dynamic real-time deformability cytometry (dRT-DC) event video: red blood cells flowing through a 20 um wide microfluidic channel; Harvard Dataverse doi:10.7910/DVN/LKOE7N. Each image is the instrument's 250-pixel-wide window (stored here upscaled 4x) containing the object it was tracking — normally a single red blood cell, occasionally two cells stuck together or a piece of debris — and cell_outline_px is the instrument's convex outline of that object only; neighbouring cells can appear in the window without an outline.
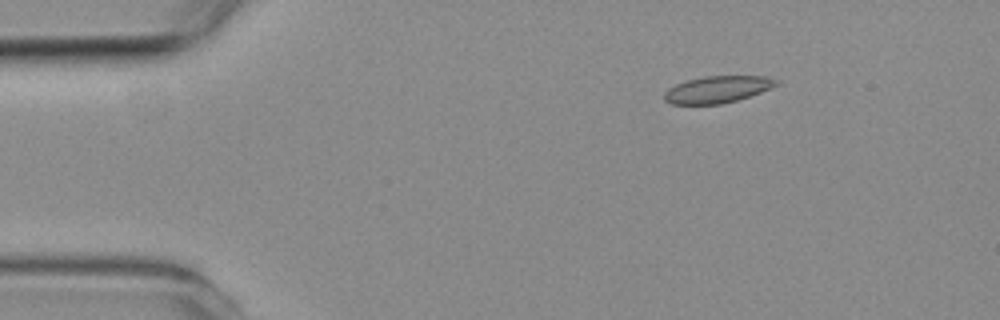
{"species": "common noctule bat (a hibernating species)", "species_latin": "Nyctalus noctula", "temperature_condition": "room temperature", "stored_images_in_passage": 4, "camera_frame_rate_fps": 3000, "um_per_image_px": 0.085, "animal": {"sex": "female", "body_mass_g": 19.3, "forearm_length_mm": 54.1}, "frame": {"image": 1, "passage_image": 1, "time_ms": 0.0, "image_size_px": [1000, 320], "cell_outline_px": [[780, 84], [760, 92], [736, 100], [720, 104], [672, 104], [664, 100], [664, 92], [668, 88], [676, 84], [688, 80], [704, 76], [764, 76], [780, 80]], "centroid_in_image_um": [60.98, 7.59], "position_along_channel_um": 24.0, "area_um2": 17.46}}
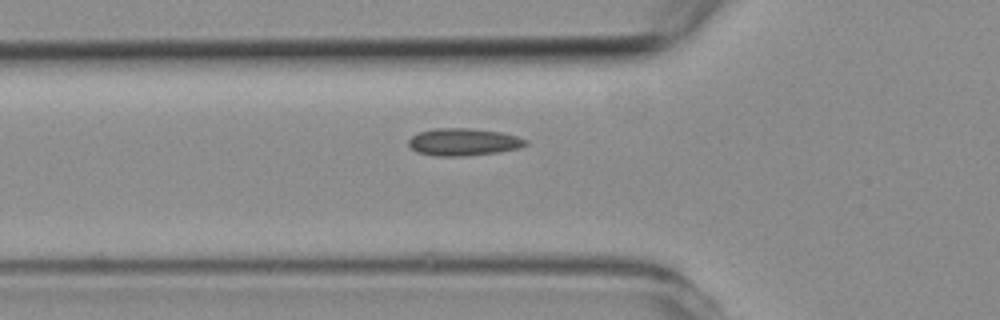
{"frame": {"image": 2, "passage_image": 4, "time_ms": 3.333, "image_size_px": [1000, 320], "cell_outline_px": [[528, 144], [516, 148], [496, 152], [464, 156], [436, 156], [416, 152], [408, 144], [408, 140], [412, 136], [420, 132], [432, 128], [472, 128], [500, 132], [516, 136], [528, 140]], "centroid_in_image_um": [39.36, 12.06], "position_along_channel_um": 86.4, "area_um2": 18.55}}